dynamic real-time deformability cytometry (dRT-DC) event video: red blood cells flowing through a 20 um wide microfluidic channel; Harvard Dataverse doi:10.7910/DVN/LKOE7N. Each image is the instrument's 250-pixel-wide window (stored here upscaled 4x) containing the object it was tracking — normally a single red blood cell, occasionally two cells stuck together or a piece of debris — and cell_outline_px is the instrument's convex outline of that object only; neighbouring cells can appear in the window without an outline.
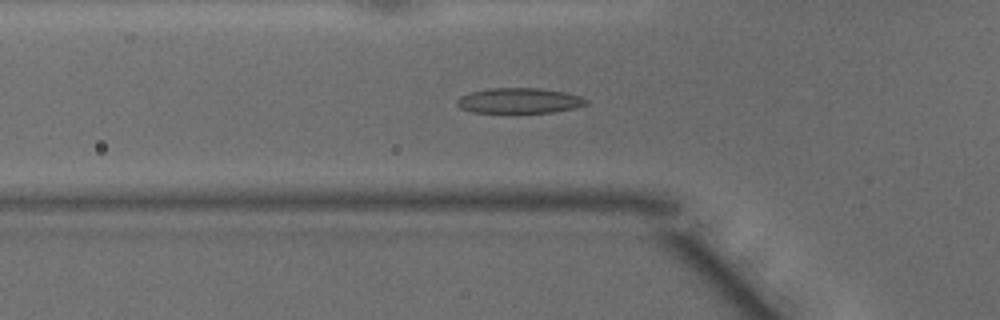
{"species": "common noctule bat (a hibernating species)", "species_latin": "Nyctalus noctula", "temperature_condition": "warm", "stored_images_in_passage": 35, "camera_frame_rate_fps": 3000, "um_per_image_px": 0.085, "animal": {"sex": "male", "body_mass_g": 15.6}, "frame": {"image": 1, "passage_image": 2, "time_ms": 0.333, "image_size_px": [1000, 320], "cell_outline_px": [[588, 104], [572, 108], [552, 112], [472, 112], [460, 108], [456, 104], [456, 100], [460, 96], [468, 92], [488, 88], [536, 88], [564, 92], [580, 96], [588, 100]], "centroid_in_image_um": [44.08, 8.54], "position_along_channel_um": 81.7, "area_um2": 18.96}}
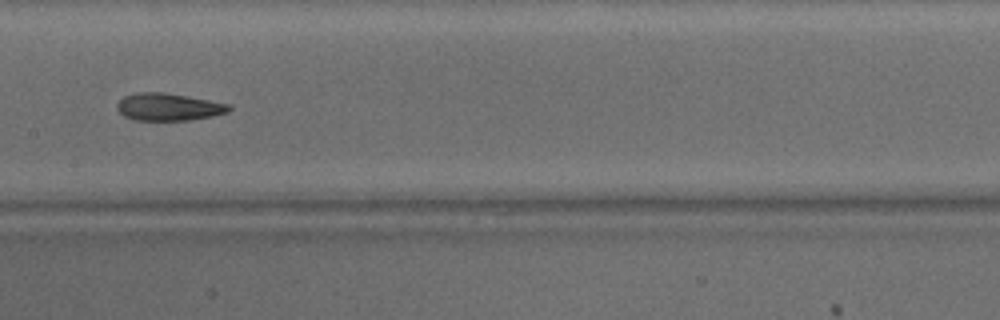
{"frame": {"image": 2, "passage_image": 10, "time_ms": 3.0, "image_size_px": [1000, 320], "cell_outline_px": [[232, 108], [228, 112], [212, 116], [188, 120], [132, 120], [124, 116], [116, 108], [116, 104], [124, 96], [136, 92], [164, 92], [188, 96], [228, 104]], "centroid_in_image_um": [14.28, 9.09], "position_along_channel_um": 193.1, "area_um2": 17.86}}
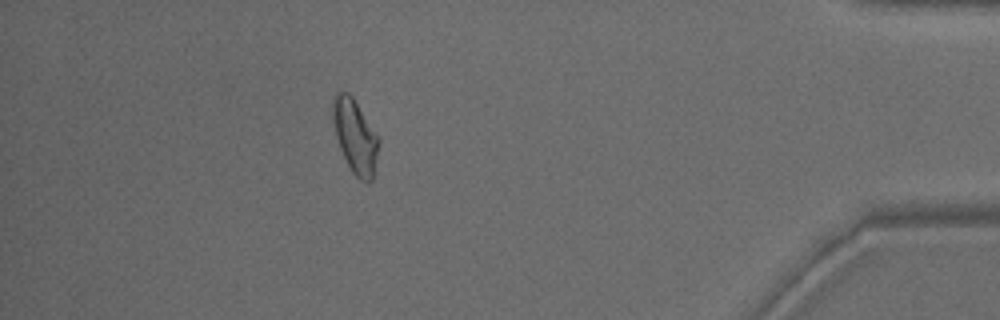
{"frame": {"image": 3, "passage_image": 29, "time_ms": 9.333, "image_size_px": [1000, 320], "cell_outline_px": [[380, 140], [372, 180], [368, 184], [360, 180], [352, 172], [340, 148], [336, 136], [332, 120], [332, 100], [336, 92], [348, 92], [352, 96]], "centroid_in_image_um": [30.17, 11.59], "position_along_channel_um": 405.0, "area_um2": 19.54}, "authors_computed_cell_mechanics": {"area_um2": 18.5538, "velocity_mm_per_s": 4.1409, "shape_relaxation_time_tau1_ms": null, "shape_relaxation_time_tau2_ms": 0.8721, "deformation_change_tau1": null, "deformation_change_tau2": 0.0688}}